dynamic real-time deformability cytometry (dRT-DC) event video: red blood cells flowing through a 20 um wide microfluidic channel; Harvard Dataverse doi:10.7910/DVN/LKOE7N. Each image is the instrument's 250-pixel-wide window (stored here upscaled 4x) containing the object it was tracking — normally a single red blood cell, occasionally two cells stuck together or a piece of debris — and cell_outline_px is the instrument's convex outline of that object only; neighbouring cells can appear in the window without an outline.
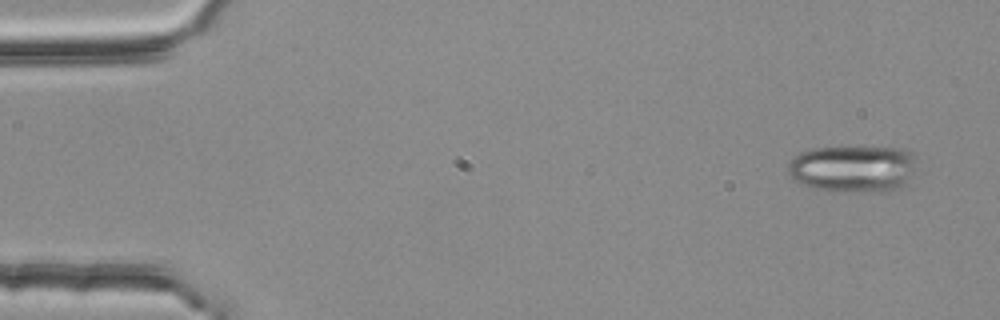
{"species": "common noctule bat (a hibernating species)", "species_latin": "Nyctalus noctula", "temperature_condition": "room temperature", "stored_images_in_passage": 5, "camera_frame_rate_fps": 3000, "um_per_image_px": 0.085, "animal": {"sex": "female", "body_mass_g": 25.1}, "frame": {"image": 1, "passage_image": 1, "time_ms": 0.0, "image_size_px": [1000, 320], "cell_outline_px": [[916, 160], [912, 168], [900, 188], [896, 192], [844, 192], [812, 188], [800, 184], [788, 172], [788, 160], [792, 156], [800, 152], [812, 148], [900, 148], [916, 152]], "centroid_in_image_um": [72.47, 14.35], "position_along_channel_um": 12.5, "area_um2": 35.37}}